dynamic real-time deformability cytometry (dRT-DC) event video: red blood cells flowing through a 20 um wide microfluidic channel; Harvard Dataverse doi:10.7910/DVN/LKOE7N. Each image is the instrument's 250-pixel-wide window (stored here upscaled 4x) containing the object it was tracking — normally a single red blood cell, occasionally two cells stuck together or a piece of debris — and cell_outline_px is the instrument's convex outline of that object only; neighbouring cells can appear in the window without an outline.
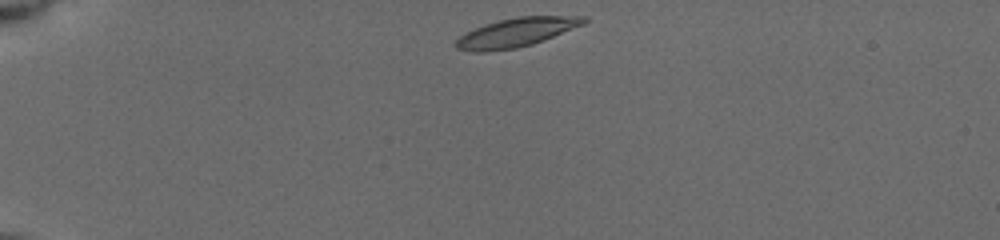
{"species": "common noctule bat (a hibernating species)", "species_latin": "Nyctalus noctula", "temperature_condition": "cold", "stored_images_in_passage": 6, "camera_frame_rate_fps": 3000, "um_per_image_px": 0.085, "animal": {"sex": "female", "body_mass_g": 19.5, "forearm_length_mm": 54.1}, "frame": {"image": 1, "passage_image": 1, "time_ms": 0.0, "image_size_px": [1000, 240], "cell_outline_px": [[588, 20], [584, 24], [544, 40], [532, 44], [516, 48], [484, 52], [472, 52], [456, 48], [456, 40], [464, 32], [484, 24], [500, 20], [520, 16], [588, 16]], "centroid_in_image_um": [43.88, 2.76], "position_along_channel_um": 41.1, "area_um2": 21.56}}
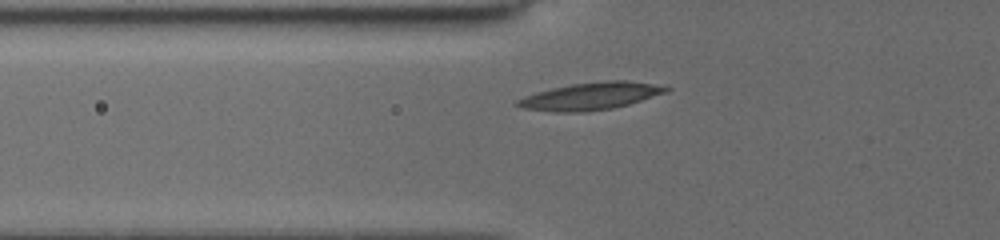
{"frame": {"image": 2, "passage_image": 5, "time_ms": 2.333, "image_size_px": [1000, 240], "cell_outline_px": [[672, 88], [668, 92], [628, 104], [612, 108], [588, 112], [556, 112], [520, 108], [512, 104], [516, 100], [524, 96], [536, 92], [552, 88], [572, 84], [604, 80], [628, 80], [652, 84]], "centroid_in_image_um": [50.15, 8.17], "position_along_channel_um": 75.6, "area_um2": 23.81}}